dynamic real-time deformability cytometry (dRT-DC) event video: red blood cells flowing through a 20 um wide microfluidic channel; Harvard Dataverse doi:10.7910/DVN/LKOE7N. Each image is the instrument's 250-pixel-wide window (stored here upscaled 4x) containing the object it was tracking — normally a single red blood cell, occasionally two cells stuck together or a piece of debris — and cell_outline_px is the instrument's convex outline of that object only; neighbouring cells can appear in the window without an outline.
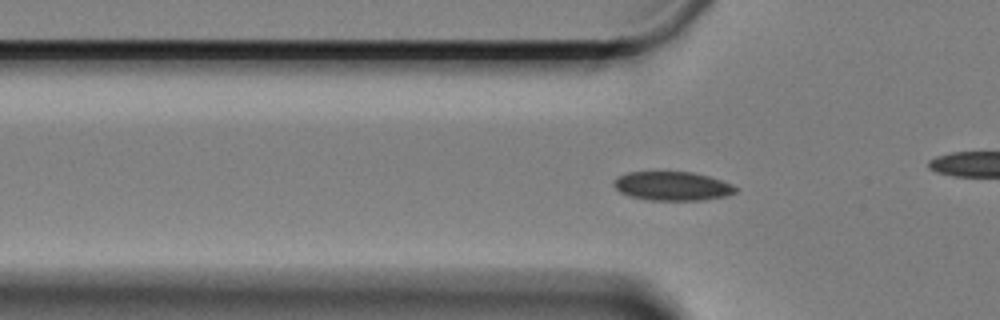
{"species": "Egyptian fruit bat (a non-hibernating species)", "species_latin": "Rousettus aegyptiacus", "temperature_condition": "cold", "stored_images_in_passage": 61, "camera_frame_rate_fps": 3000, "um_per_image_px": 0.085, "animal": {"sex": "female"}, "frame": {"image": 1, "passage_image": 19, "time_ms": 6.0, "image_size_px": [1000, 320], "cell_outline_px": [[740, 188], [736, 192], [728, 196], [704, 200], [644, 200], [628, 196], [620, 192], [612, 184], [620, 176], [628, 172], [692, 172], [708, 176], [732, 184]], "centroid_in_image_um": [57.18, 15.83], "position_along_channel_um": 68.6, "area_um2": 20.63}}
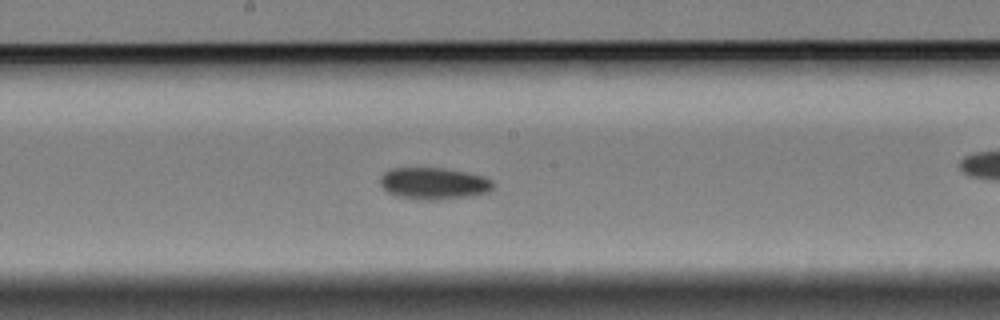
{"frame": {"image": 2, "passage_image": 32, "time_ms": 10.333, "image_size_px": [1000, 320], "cell_outline_px": [[496, 184], [488, 192], [472, 196], [440, 200], [420, 200], [396, 196], [388, 192], [380, 184], [380, 176], [388, 168], [444, 168], [484, 176], [492, 180]], "centroid_in_image_um": [36.87, 15.6], "position_along_channel_um": 211.3, "area_um2": 21.21}}
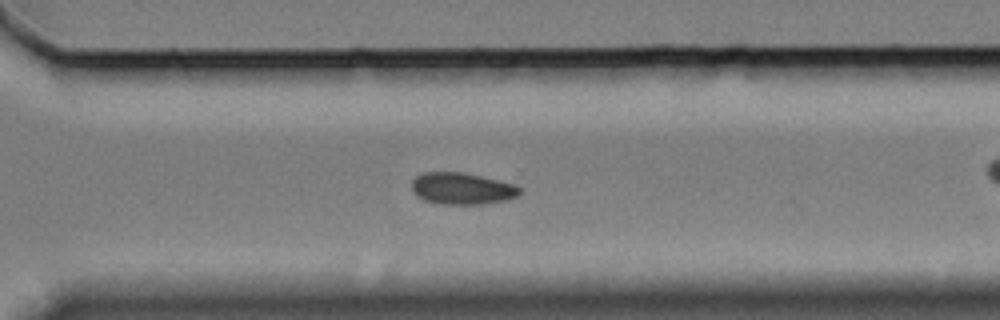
{"frame": {"image": 3, "passage_image": 43, "time_ms": 14.0, "image_size_px": [1000, 320], "cell_outline_px": [[520, 196], [508, 200], [484, 204], [440, 204], [424, 200], [416, 196], [412, 192], [412, 180], [416, 176], [424, 172], [464, 172], [516, 184], [520, 188]], "centroid_in_image_um": [39.28, 16.03], "position_along_channel_um": 331.3, "area_um2": 20.29}, "authors_computed_cell_mechanics": {"area_um2": 19.941, "velocity_mm_per_s": 3.2787, "shape_relaxation_time_tau1_ms": 5.4182, "shape_relaxation_time_tau2_ms": null, "deformation_change_tau1": 0.0672, "deformation_change_tau2": null}}